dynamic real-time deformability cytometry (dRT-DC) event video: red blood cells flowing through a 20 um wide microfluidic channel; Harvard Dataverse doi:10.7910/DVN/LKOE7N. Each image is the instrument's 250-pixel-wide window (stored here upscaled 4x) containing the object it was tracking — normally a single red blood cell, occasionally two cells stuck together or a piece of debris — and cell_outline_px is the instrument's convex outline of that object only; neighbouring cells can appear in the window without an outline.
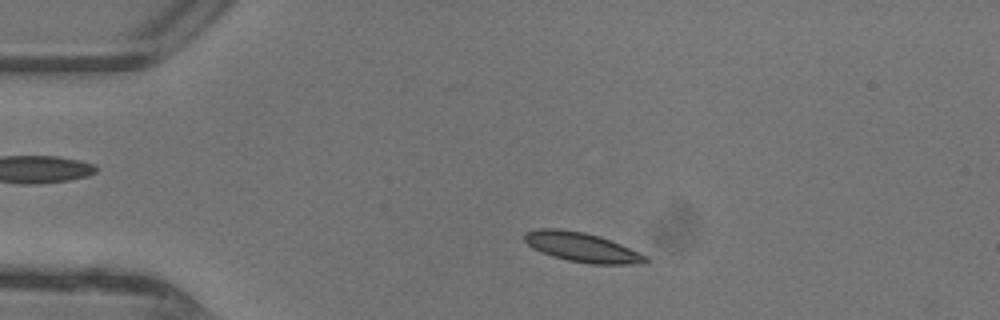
{"species": "common noctule bat (a hibernating species)", "species_latin": "Nyctalus noctula", "temperature_condition": "warm", "stored_images_in_passage": 43, "camera_frame_rate_fps": 3000, "um_per_image_px": 0.085, "animal": {"sex": "female"}, "frame": {"image": 1, "passage_image": 6, "time_ms": 1.667, "image_size_px": [1000, 320], "cell_outline_px": [[648, 264], [592, 264], [568, 260], [552, 256], [540, 252], [532, 248], [524, 240], [524, 232], [540, 228], [556, 228], [584, 232], [600, 236], [620, 244], [648, 256]], "centroid_in_image_um": [49.46, 21.02], "position_along_channel_um": 35.5, "area_um2": 20.87}}
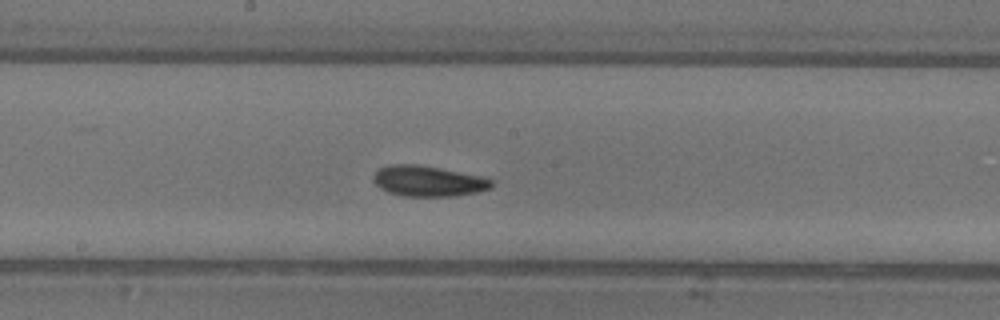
{"frame": {"image": 2, "passage_image": 21, "time_ms": 6.667, "image_size_px": [1000, 320], "cell_outline_px": [[492, 188], [476, 192], [456, 196], [400, 196], [388, 192], [380, 188], [372, 180], [372, 176], [376, 168], [392, 164], [420, 164], [480, 176], [492, 180]], "centroid_in_image_um": [36.33, 15.38], "position_along_channel_um": 211.9, "area_um2": 21.27}}
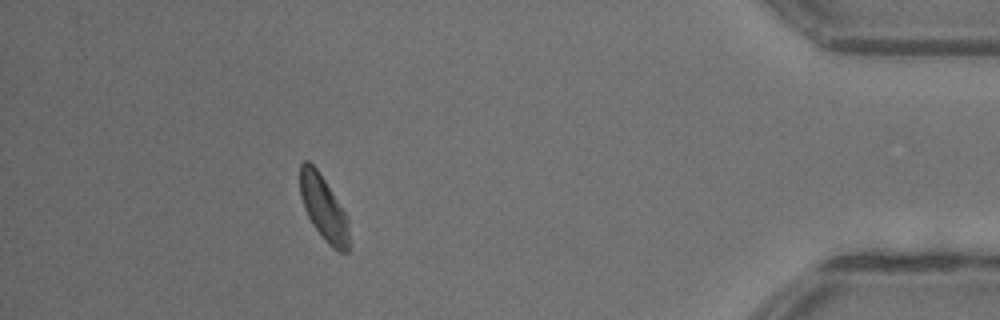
{"frame": {"image": 3, "passage_image": 38, "time_ms": 12.333, "image_size_px": [1000, 320], "cell_outline_px": [[348, 252], [336, 252], [324, 240], [312, 224], [304, 208], [300, 196], [300, 164], [304, 160], [308, 160], [316, 168], [348, 216]], "centroid_in_image_um": [27.5, 17.7], "position_along_channel_um": 407.7, "area_um2": 18.44}, "authors_computed_cell_mechanics": {"area_um2": 19.9988, "velocity_mm_per_s": 4.4121, "shape_relaxation_time_tau1_ms": null, "shape_relaxation_time_tau2_ms": 7.1789, "deformation_change_tau1": null, "deformation_change_tau2": 0.1469}}